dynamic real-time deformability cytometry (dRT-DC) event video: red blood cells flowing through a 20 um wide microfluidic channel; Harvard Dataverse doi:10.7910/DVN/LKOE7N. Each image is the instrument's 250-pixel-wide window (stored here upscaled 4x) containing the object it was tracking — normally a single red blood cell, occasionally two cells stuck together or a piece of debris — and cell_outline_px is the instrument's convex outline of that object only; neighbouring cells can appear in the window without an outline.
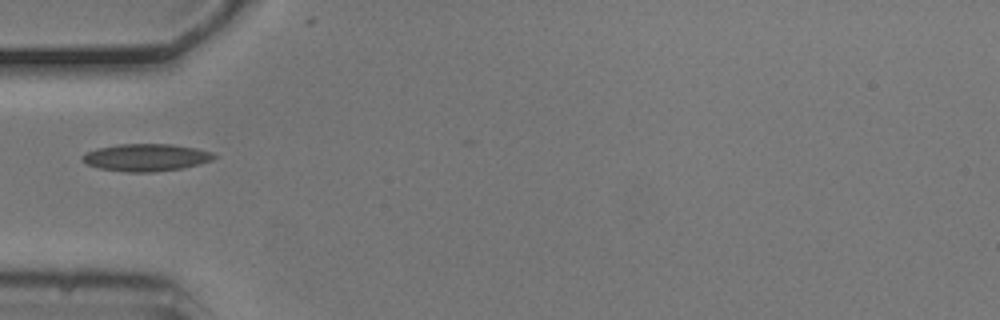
{"species": "common noctule bat (a hibernating species)", "species_latin": "Nyctalus noctula", "temperature_condition": "cold", "stored_images_in_passage": 1, "camera_frame_rate_fps": 3000, "um_per_image_px": 0.085, "animal": {"sex": "male", "body_mass_g": 20.5, "forearm_length_mm": 52.5}, "frame": {"image": 1, "passage_image": 1, "time_ms": 0.0, "image_size_px": [1000, 320], "cell_outline_px": [[220, 156], [212, 160], [200, 164], [184, 168], [156, 172], [128, 172], [100, 168], [88, 164], [80, 156], [84, 152], [96, 148], [120, 144], [172, 144], [196, 148], [212, 152]], "centroid_in_image_um": [12.46, 13.38], "position_along_channel_um": 72.5, "area_um2": 21.15}}